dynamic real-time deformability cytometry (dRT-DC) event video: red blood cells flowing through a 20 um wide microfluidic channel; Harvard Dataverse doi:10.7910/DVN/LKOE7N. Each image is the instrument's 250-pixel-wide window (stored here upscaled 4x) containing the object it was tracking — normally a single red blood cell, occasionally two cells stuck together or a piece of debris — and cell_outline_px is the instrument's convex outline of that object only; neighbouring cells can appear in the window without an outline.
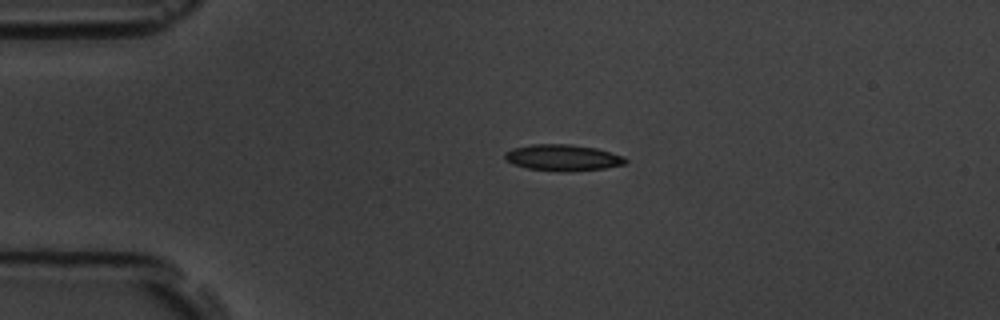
{"species": "common noctule bat (a hibernating species)", "species_latin": "Nyctalus noctula", "temperature_condition": "room temperature", "stored_images_in_passage": 3, "camera_frame_rate_fps": 3000, "um_per_image_px": 0.085, "animal": {"sex": "male", "body_mass_g": 19.5, "forearm_length_mm": 54.6}, "frame": {"image": 1, "passage_image": 2, "time_ms": 1.333, "image_size_px": [1000, 320], "cell_outline_px": [[628, 160], [624, 164], [604, 168], [572, 172], [556, 172], [528, 168], [512, 164], [504, 160], [504, 152], [512, 148], [532, 144], [572, 144], [596, 148], [624, 156]], "centroid_in_image_um": [47.8, 13.41], "position_along_channel_um": 37.2, "area_um2": 18.79}}